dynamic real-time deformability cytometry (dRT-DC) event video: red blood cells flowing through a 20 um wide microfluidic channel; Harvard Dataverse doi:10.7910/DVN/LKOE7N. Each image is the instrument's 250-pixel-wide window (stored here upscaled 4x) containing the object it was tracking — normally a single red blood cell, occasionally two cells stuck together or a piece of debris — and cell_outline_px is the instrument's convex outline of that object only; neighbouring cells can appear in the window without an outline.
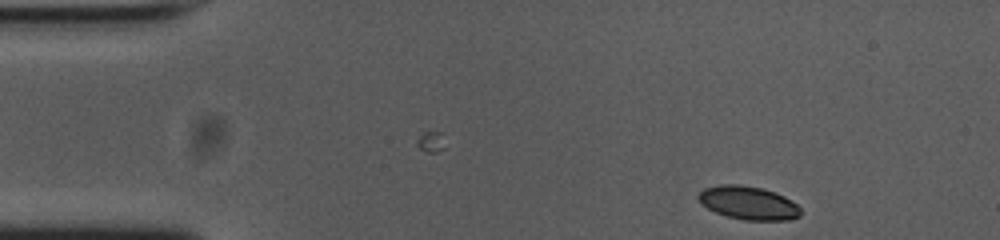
{"species": "common noctule bat (a hibernating species)", "species_latin": "Nyctalus noctula", "temperature_condition": "cold", "stored_images_in_passage": 37, "camera_frame_rate_fps": 3000, "um_per_image_px": 0.085, "animal": {"sex": "female", "body_mass_g": 23.0, "forearm_length_mm": 53.4}, "frame": {"image": 1, "passage_image": 1, "time_ms": 0.0, "image_size_px": [1000, 240], "cell_outline_px": [[800, 216], [788, 220], [744, 220], [728, 216], [716, 212], [700, 204], [696, 196], [704, 188], [720, 184], [740, 184], [764, 188], [784, 196], [796, 204], [800, 208]], "centroid_in_image_um": [63.58, 17.23], "position_along_channel_um": 21.4, "area_um2": 19.94}}
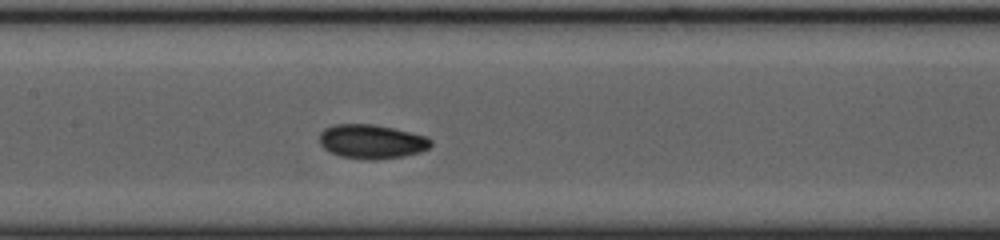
{"frame": {"image": 2, "passage_image": 20, "time_ms": 6.333, "image_size_px": [1000, 240], "cell_outline_px": [[432, 144], [428, 148], [420, 152], [404, 156], [372, 160], [340, 156], [328, 152], [320, 144], [320, 132], [324, 128], [336, 124], [372, 124], [392, 128], [424, 136], [432, 140]], "centroid_in_image_um": [31.56, 12.03], "position_along_channel_um": 175.8, "area_um2": 22.02}}
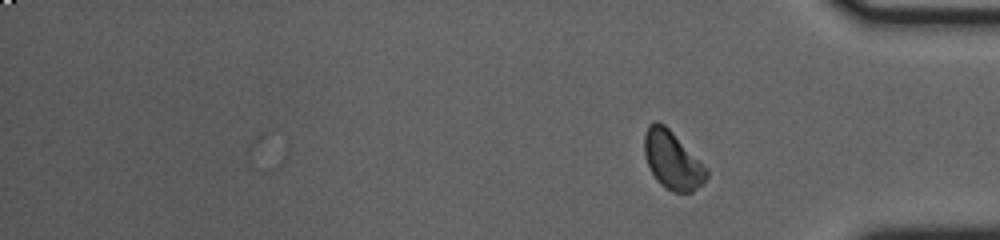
{"frame": {"image": 3, "passage_image": 37, "time_ms": 12.0, "image_size_px": [1000, 240], "cell_outline_px": [[708, 176], [704, 184], [692, 192], [672, 192], [664, 188], [656, 180], [644, 156], [644, 136], [648, 124], [656, 120], [664, 124], [708, 168]], "centroid_in_image_um": [57.16, 13.63], "position_along_channel_um": 378.0, "area_um2": 21.15}, "authors_computed_cell_mechanics": {"area_um2": 21.1548, "velocity_mm_per_s": 3.7208, "shape_relaxation_time_tau1_ms": 2.7694, "shape_relaxation_time_tau2_ms": 3.4869, "deformation_change_tau1": 0.1081, "deformation_change_tau2": 0.0549}}